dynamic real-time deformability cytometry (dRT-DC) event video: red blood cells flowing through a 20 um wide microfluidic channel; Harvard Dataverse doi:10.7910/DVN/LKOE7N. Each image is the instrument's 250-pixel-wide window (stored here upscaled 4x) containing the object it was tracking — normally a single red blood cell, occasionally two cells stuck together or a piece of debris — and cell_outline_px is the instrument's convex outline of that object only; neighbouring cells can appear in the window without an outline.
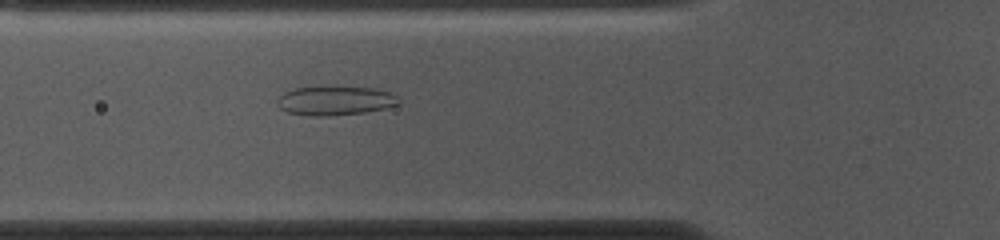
{"species": "common noctule bat (a hibernating species)", "species_latin": "Nyctalus noctula", "temperature_condition": "cold", "stored_images_in_passage": 52, "camera_frame_rate_fps": 3000, "um_per_image_px": 0.085, "animal": {"sex": "female", "body_mass_g": 10.0, "forearm_length_mm": 53.1}, "frame": {"image": 1, "passage_image": 17, "time_ms": 5.333, "image_size_px": [1000, 240], "cell_outline_px": [[400, 104], [384, 108], [364, 112], [328, 116], [312, 116], [288, 112], [280, 108], [276, 104], [276, 100], [284, 92], [292, 88], [372, 88], [388, 92], [396, 96], [400, 100]], "centroid_in_image_um": [28.45, 8.58], "position_along_channel_um": 97.3, "area_um2": 20.11}}
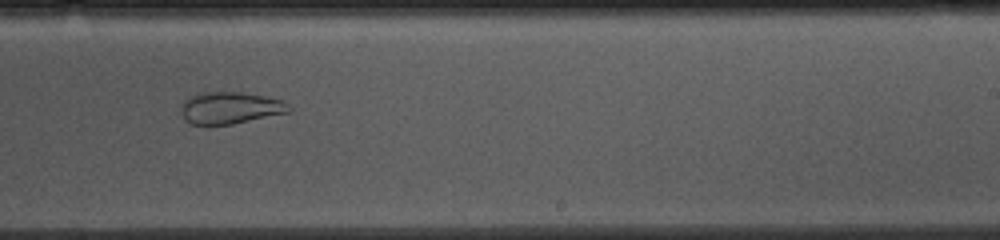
{"frame": {"image": 2, "passage_image": 31, "time_ms": 10.0, "image_size_px": [1000, 240], "cell_outline_px": [[292, 112], [232, 124], [192, 124], [184, 120], [180, 104], [188, 96], [196, 92], [240, 92], [280, 100], [288, 104], [292, 108]], "centroid_in_image_um": [19.53, 9.16], "position_along_channel_um": 269.5, "area_um2": 20.11}}
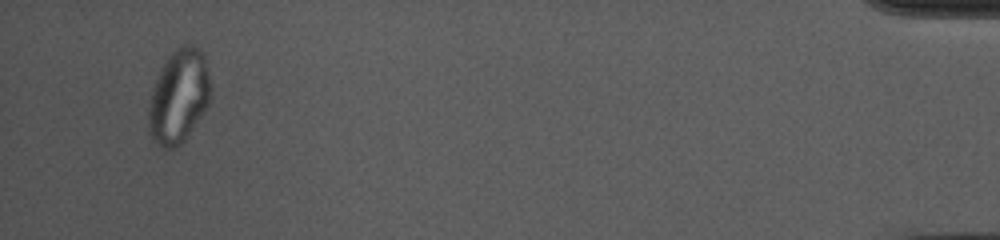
{"frame": {"image": 3, "passage_image": 50, "time_ms": 16.333, "image_size_px": [1000, 240], "cell_outline_px": [[208, 104], [184, 140], [180, 144], [168, 152], [152, 140], [148, 128], [148, 108], [152, 92], [160, 68], [168, 56], [172, 52], [184, 44], [192, 44], [204, 52], [208, 76]], "centroid_in_image_um": [15.15, 8.21], "position_along_channel_um": 420.0, "area_um2": 33.47}, "authors_computed_cell_mechanics": {"area_um2": 26.7903, "velocity_mm_per_s": 3.6801, "shape_relaxation_time_tau1_ms": null, "shape_relaxation_time_tau2_ms": 1.631, "deformation_change_tau1": null, "deformation_change_tau2": 0.0678}}